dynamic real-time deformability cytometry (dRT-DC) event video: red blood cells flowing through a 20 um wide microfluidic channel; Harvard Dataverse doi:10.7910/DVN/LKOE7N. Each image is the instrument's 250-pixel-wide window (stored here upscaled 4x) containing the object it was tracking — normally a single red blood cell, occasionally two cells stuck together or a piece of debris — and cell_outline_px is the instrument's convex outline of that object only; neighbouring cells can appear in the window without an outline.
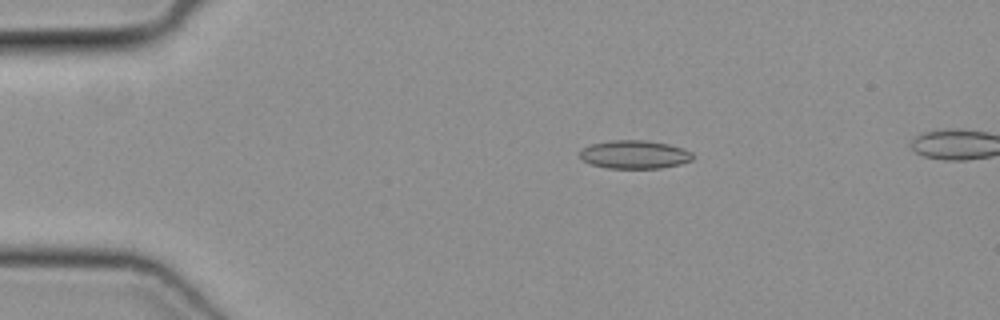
{"species": "common noctule bat (a hibernating species)", "species_latin": "Nyctalus noctula", "temperature_condition": "cold", "stored_images_in_passage": 48, "camera_frame_rate_fps": 3000, "um_per_image_px": 0.085, "animal": {"sex": "female", "body_mass_g": 19.3, "forearm_length_mm": 54.1}, "frame": {"image": 1, "passage_image": 9, "time_ms": 2.667, "image_size_px": [1000, 320], "cell_outline_px": [[692, 160], [680, 164], [660, 168], [608, 168], [592, 164], [584, 160], [580, 156], [580, 152], [584, 148], [592, 144], [612, 140], [648, 140], [668, 144], [684, 148], [692, 152]], "centroid_in_image_um": [53.98, 13.13], "position_along_channel_um": 31.0, "area_um2": 18.5}}
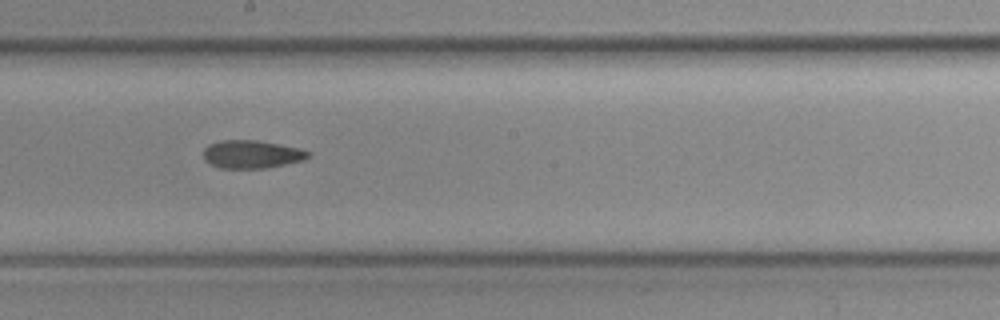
{"frame": {"image": 2, "passage_image": 27, "time_ms": 8.667, "image_size_px": [1000, 320], "cell_outline_px": [[312, 156], [304, 160], [264, 168], [220, 168], [212, 164], [204, 156], [204, 148], [208, 144], [220, 140], [256, 140], [300, 148], [312, 152]], "centroid_in_image_um": [21.44, 13.1], "position_along_channel_um": 226.8, "area_um2": 17.05}}
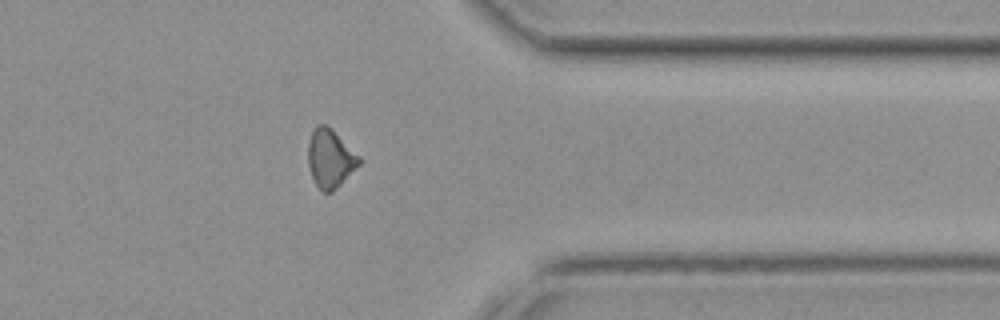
{"frame": {"image": 3, "passage_image": 39, "time_ms": 12.667, "image_size_px": [1000, 320], "cell_outline_px": [[360, 164], [332, 192], [324, 192], [316, 184], [312, 176], [308, 164], [308, 144], [312, 132], [316, 124], [328, 124], [360, 156]], "centroid_in_image_um": [28.07, 13.43], "position_along_channel_um": 383.3, "area_um2": 17.28}}